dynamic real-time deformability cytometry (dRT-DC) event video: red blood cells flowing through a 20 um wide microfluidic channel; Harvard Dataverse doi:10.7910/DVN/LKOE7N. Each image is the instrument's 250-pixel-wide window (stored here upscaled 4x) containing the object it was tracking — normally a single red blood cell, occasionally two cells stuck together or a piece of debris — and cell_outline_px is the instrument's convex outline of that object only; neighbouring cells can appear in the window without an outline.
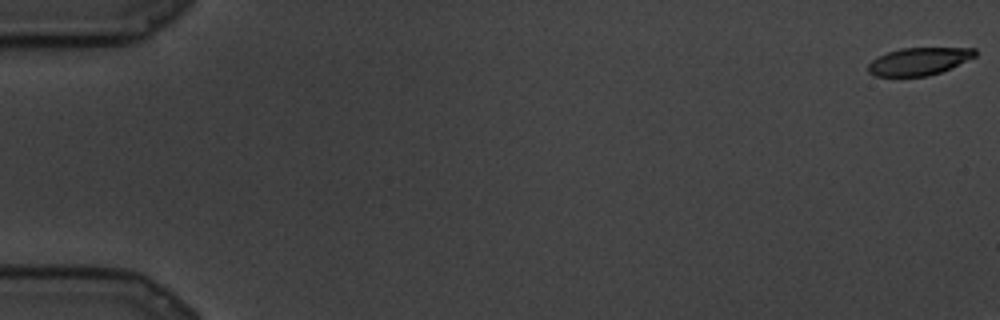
{"species": "common noctule bat (a hibernating species)", "species_latin": "Nyctalus noctula", "temperature_condition": "cold", "stored_images_in_passage": 19, "camera_frame_rate_fps": 3000, "um_per_image_px": 0.085, "animal": {"sex": "male", "body_mass_g": 19.5, "forearm_length_mm": 54.6}, "frame": {"image": 1, "passage_image": 1, "time_ms": 0.0, "image_size_px": [1000, 320], "cell_outline_px": [[976, 56], [940, 72], [928, 76], [876, 76], [868, 72], [868, 64], [872, 60], [888, 52], [900, 48], [976, 48]], "centroid_in_image_um": [78.09, 5.21], "position_along_channel_um": 6.9, "area_um2": 16.94}}